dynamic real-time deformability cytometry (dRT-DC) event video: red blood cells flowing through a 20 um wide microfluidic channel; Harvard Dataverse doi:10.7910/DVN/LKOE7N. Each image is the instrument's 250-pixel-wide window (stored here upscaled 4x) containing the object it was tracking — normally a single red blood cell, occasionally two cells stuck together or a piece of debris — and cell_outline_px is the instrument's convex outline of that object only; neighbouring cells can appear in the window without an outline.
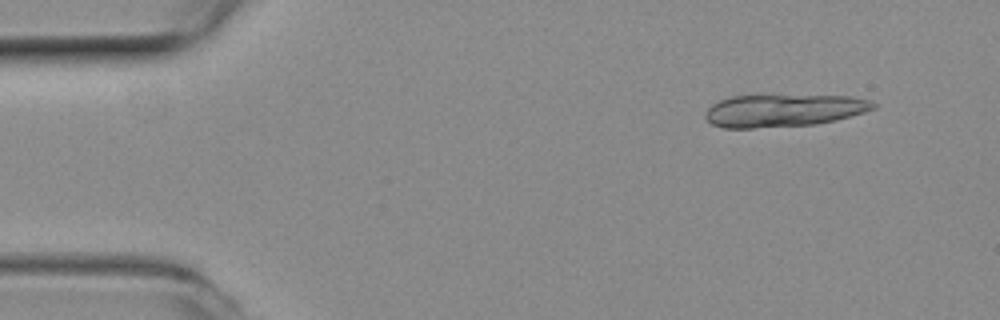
{"species": "common noctule bat (a hibernating species)", "species_latin": "Nyctalus noctula", "temperature_condition": "room temperature", "stored_images_in_passage": 28, "segment_of_instrument_passage": [1, 2], "camera_frame_rate_fps": 3000, "um_per_image_px": 0.085, "animal": {"sex": "female", "body_mass_g": 19.3, "forearm_length_mm": 54.1}, "frame": {"image": 1, "passage_image": 5, "time_ms": 1.333, "image_size_px": [1000, 320], "cell_outline_px": [[876, 108], [864, 112], [836, 120], [816, 124], [752, 128], [724, 128], [712, 124], [704, 116], [708, 108], [712, 104], [720, 100], [732, 96], [852, 96], [868, 100], [876, 104]], "centroid_in_image_um": [66.59, 9.4], "position_along_channel_um": 18.4, "area_um2": 31.5}}